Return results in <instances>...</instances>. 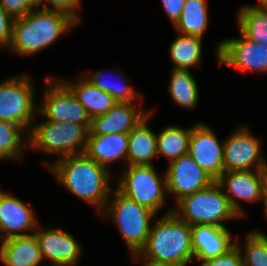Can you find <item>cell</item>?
<instances>
[{"label":"cell","mask_w":267,"mask_h":266,"mask_svg":"<svg viewBox=\"0 0 267 266\" xmlns=\"http://www.w3.org/2000/svg\"><path fill=\"white\" fill-rule=\"evenodd\" d=\"M69 191L94 205L99 212L106 211L110 193V172L85 153L63 157L57 162L45 163Z\"/></svg>","instance_id":"6da1fadb"},{"label":"cell","mask_w":267,"mask_h":266,"mask_svg":"<svg viewBox=\"0 0 267 266\" xmlns=\"http://www.w3.org/2000/svg\"><path fill=\"white\" fill-rule=\"evenodd\" d=\"M193 256L191 225L171 210L151 226L146 245L133 258L186 266Z\"/></svg>","instance_id":"7a4b0ae2"},{"label":"cell","mask_w":267,"mask_h":266,"mask_svg":"<svg viewBox=\"0 0 267 266\" xmlns=\"http://www.w3.org/2000/svg\"><path fill=\"white\" fill-rule=\"evenodd\" d=\"M77 24L64 12L43 8L37 11L33 8L26 15L13 20L9 48L24 55L38 53Z\"/></svg>","instance_id":"3957f363"},{"label":"cell","mask_w":267,"mask_h":266,"mask_svg":"<svg viewBox=\"0 0 267 266\" xmlns=\"http://www.w3.org/2000/svg\"><path fill=\"white\" fill-rule=\"evenodd\" d=\"M181 211L173 212L189 225H214L222 228L227 219L241 217L231 206L224 189L217 181L177 202Z\"/></svg>","instance_id":"277c9868"},{"label":"cell","mask_w":267,"mask_h":266,"mask_svg":"<svg viewBox=\"0 0 267 266\" xmlns=\"http://www.w3.org/2000/svg\"><path fill=\"white\" fill-rule=\"evenodd\" d=\"M32 127L23 142L31 143V149L58 154L59 159L85 151L89 129L84 124L45 121Z\"/></svg>","instance_id":"5b68a950"},{"label":"cell","mask_w":267,"mask_h":266,"mask_svg":"<svg viewBox=\"0 0 267 266\" xmlns=\"http://www.w3.org/2000/svg\"><path fill=\"white\" fill-rule=\"evenodd\" d=\"M112 193L114 199L108 200L105 206L106 212L120 228L122 237L132 254L137 255L146 245L151 228L149 223L155 213L126 197L117 189Z\"/></svg>","instance_id":"8992f818"},{"label":"cell","mask_w":267,"mask_h":266,"mask_svg":"<svg viewBox=\"0 0 267 266\" xmlns=\"http://www.w3.org/2000/svg\"><path fill=\"white\" fill-rule=\"evenodd\" d=\"M125 171L117 190L156 214L165 201L166 176L160 180L153 165H131Z\"/></svg>","instance_id":"52a82bcc"},{"label":"cell","mask_w":267,"mask_h":266,"mask_svg":"<svg viewBox=\"0 0 267 266\" xmlns=\"http://www.w3.org/2000/svg\"><path fill=\"white\" fill-rule=\"evenodd\" d=\"M34 88L28 76L20 75L0 83V120L24 130L32 128L35 114Z\"/></svg>","instance_id":"ba28073f"},{"label":"cell","mask_w":267,"mask_h":266,"mask_svg":"<svg viewBox=\"0 0 267 266\" xmlns=\"http://www.w3.org/2000/svg\"><path fill=\"white\" fill-rule=\"evenodd\" d=\"M46 82L44 101L38 113L45 115L50 122L79 123L89 129L91 118L71 89L62 80L56 82L47 77Z\"/></svg>","instance_id":"9c48e42d"},{"label":"cell","mask_w":267,"mask_h":266,"mask_svg":"<svg viewBox=\"0 0 267 266\" xmlns=\"http://www.w3.org/2000/svg\"><path fill=\"white\" fill-rule=\"evenodd\" d=\"M224 172L267 170L259 140L242 127L224 140ZM254 164V165H253Z\"/></svg>","instance_id":"30bf717a"},{"label":"cell","mask_w":267,"mask_h":266,"mask_svg":"<svg viewBox=\"0 0 267 266\" xmlns=\"http://www.w3.org/2000/svg\"><path fill=\"white\" fill-rule=\"evenodd\" d=\"M223 40L216 48L219 63L239 70L267 72V47L243 36Z\"/></svg>","instance_id":"8fae6325"},{"label":"cell","mask_w":267,"mask_h":266,"mask_svg":"<svg viewBox=\"0 0 267 266\" xmlns=\"http://www.w3.org/2000/svg\"><path fill=\"white\" fill-rule=\"evenodd\" d=\"M188 154L215 181L224 173V144L206 124L192 128Z\"/></svg>","instance_id":"7c38bea8"},{"label":"cell","mask_w":267,"mask_h":266,"mask_svg":"<svg viewBox=\"0 0 267 266\" xmlns=\"http://www.w3.org/2000/svg\"><path fill=\"white\" fill-rule=\"evenodd\" d=\"M166 173L168 192L176 197V203L185 196L206 188L215 180L189 155H183L169 164Z\"/></svg>","instance_id":"4fadbf2b"},{"label":"cell","mask_w":267,"mask_h":266,"mask_svg":"<svg viewBox=\"0 0 267 266\" xmlns=\"http://www.w3.org/2000/svg\"><path fill=\"white\" fill-rule=\"evenodd\" d=\"M266 178L267 170L253 171L252 169L225 171L216 181L223 189L226 190L227 187V190H224V194L229 199L232 208L242 217L244 216V211H242L236 198L244 199L246 202L261 201L262 187Z\"/></svg>","instance_id":"5bb4252c"},{"label":"cell","mask_w":267,"mask_h":266,"mask_svg":"<svg viewBox=\"0 0 267 266\" xmlns=\"http://www.w3.org/2000/svg\"><path fill=\"white\" fill-rule=\"evenodd\" d=\"M41 257L50 260L53 266H74L77 264L81 246L74 237L59 228L34 232Z\"/></svg>","instance_id":"9a60e30c"},{"label":"cell","mask_w":267,"mask_h":266,"mask_svg":"<svg viewBox=\"0 0 267 266\" xmlns=\"http://www.w3.org/2000/svg\"><path fill=\"white\" fill-rule=\"evenodd\" d=\"M37 224L35 216L26 203L0 190V237L2 238L3 232L6 234L3 240L34 234L35 229L38 228ZM25 230H33V233H22Z\"/></svg>","instance_id":"2e32d148"},{"label":"cell","mask_w":267,"mask_h":266,"mask_svg":"<svg viewBox=\"0 0 267 266\" xmlns=\"http://www.w3.org/2000/svg\"><path fill=\"white\" fill-rule=\"evenodd\" d=\"M136 107L133 103L117 102L108 113L91 119L88 135L128 134L150 113Z\"/></svg>","instance_id":"e0dca14e"},{"label":"cell","mask_w":267,"mask_h":266,"mask_svg":"<svg viewBox=\"0 0 267 266\" xmlns=\"http://www.w3.org/2000/svg\"><path fill=\"white\" fill-rule=\"evenodd\" d=\"M192 249L198 260H208L226 254L235 246L227 228L214 225H191Z\"/></svg>","instance_id":"ac0fdd59"},{"label":"cell","mask_w":267,"mask_h":266,"mask_svg":"<svg viewBox=\"0 0 267 266\" xmlns=\"http://www.w3.org/2000/svg\"><path fill=\"white\" fill-rule=\"evenodd\" d=\"M128 146V134L88 135L84 153L101 166L108 168L107 164L120 158L127 161Z\"/></svg>","instance_id":"d6986e66"},{"label":"cell","mask_w":267,"mask_h":266,"mask_svg":"<svg viewBox=\"0 0 267 266\" xmlns=\"http://www.w3.org/2000/svg\"><path fill=\"white\" fill-rule=\"evenodd\" d=\"M0 260L7 266H39L42 257L35 234L3 240Z\"/></svg>","instance_id":"ffe728a7"},{"label":"cell","mask_w":267,"mask_h":266,"mask_svg":"<svg viewBox=\"0 0 267 266\" xmlns=\"http://www.w3.org/2000/svg\"><path fill=\"white\" fill-rule=\"evenodd\" d=\"M150 113L129 133V146L127 152V166L152 165L151 161L157 156V134L153 133L147 125Z\"/></svg>","instance_id":"44dd1931"},{"label":"cell","mask_w":267,"mask_h":266,"mask_svg":"<svg viewBox=\"0 0 267 266\" xmlns=\"http://www.w3.org/2000/svg\"><path fill=\"white\" fill-rule=\"evenodd\" d=\"M62 81L71 89L78 101L85 107L91 119L108 113L117 103L109 93L94 86L86 78L79 79L77 83Z\"/></svg>","instance_id":"7402d4cb"},{"label":"cell","mask_w":267,"mask_h":266,"mask_svg":"<svg viewBox=\"0 0 267 266\" xmlns=\"http://www.w3.org/2000/svg\"><path fill=\"white\" fill-rule=\"evenodd\" d=\"M238 14L240 33L249 40L267 47V4L246 5Z\"/></svg>","instance_id":"603a6c76"},{"label":"cell","mask_w":267,"mask_h":266,"mask_svg":"<svg viewBox=\"0 0 267 266\" xmlns=\"http://www.w3.org/2000/svg\"><path fill=\"white\" fill-rule=\"evenodd\" d=\"M207 0H186L175 27L180 34L202 38L208 24Z\"/></svg>","instance_id":"cb8c5ba5"},{"label":"cell","mask_w":267,"mask_h":266,"mask_svg":"<svg viewBox=\"0 0 267 266\" xmlns=\"http://www.w3.org/2000/svg\"><path fill=\"white\" fill-rule=\"evenodd\" d=\"M192 128L183 129L168 126L157 134V155L168 157L169 162L189 153V139Z\"/></svg>","instance_id":"d4e9b609"},{"label":"cell","mask_w":267,"mask_h":266,"mask_svg":"<svg viewBox=\"0 0 267 266\" xmlns=\"http://www.w3.org/2000/svg\"><path fill=\"white\" fill-rule=\"evenodd\" d=\"M169 91L173 101L186 109L198 102L197 84L188 69H172Z\"/></svg>","instance_id":"484cf974"},{"label":"cell","mask_w":267,"mask_h":266,"mask_svg":"<svg viewBox=\"0 0 267 266\" xmlns=\"http://www.w3.org/2000/svg\"><path fill=\"white\" fill-rule=\"evenodd\" d=\"M202 38L180 34L170 45V57L175 63L173 68L188 69L201 61Z\"/></svg>","instance_id":"4316f807"},{"label":"cell","mask_w":267,"mask_h":266,"mask_svg":"<svg viewBox=\"0 0 267 266\" xmlns=\"http://www.w3.org/2000/svg\"><path fill=\"white\" fill-rule=\"evenodd\" d=\"M24 129L12 122L0 120V159H19L22 155L21 133Z\"/></svg>","instance_id":"83f0119b"},{"label":"cell","mask_w":267,"mask_h":266,"mask_svg":"<svg viewBox=\"0 0 267 266\" xmlns=\"http://www.w3.org/2000/svg\"><path fill=\"white\" fill-rule=\"evenodd\" d=\"M245 254L242 256L244 266H267V236L254 231L246 236Z\"/></svg>","instance_id":"f1b7e54d"},{"label":"cell","mask_w":267,"mask_h":266,"mask_svg":"<svg viewBox=\"0 0 267 266\" xmlns=\"http://www.w3.org/2000/svg\"><path fill=\"white\" fill-rule=\"evenodd\" d=\"M86 79H88L94 86L109 93L116 102L132 103V100L137 98L135 97L136 94L131 86L120 83V86H118L117 84H111L110 82H107V80H103L102 71H96L91 76H87Z\"/></svg>","instance_id":"f546056e"},{"label":"cell","mask_w":267,"mask_h":266,"mask_svg":"<svg viewBox=\"0 0 267 266\" xmlns=\"http://www.w3.org/2000/svg\"><path fill=\"white\" fill-rule=\"evenodd\" d=\"M238 242L226 254L202 261L199 266H244Z\"/></svg>","instance_id":"4dcf8cb0"},{"label":"cell","mask_w":267,"mask_h":266,"mask_svg":"<svg viewBox=\"0 0 267 266\" xmlns=\"http://www.w3.org/2000/svg\"><path fill=\"white\" fill-rule=\"evenodd\" d=\"M0 6L13 19L26 15L35 7L29 0H0Z\"/></svg>","instance_id":"1f68e13d"},{"label":"cell","mask_w":267,"mask_h":266,"mask_svg":"<svg viewBox=\"0 0 267 266\" xmlns=\"http://www.w3.org/2000/svg\"><path fill=\"white\" fill-rule=\"evenodd\" d=\"M48 1L52 4V8H49L46 3H44L43 9L46 10H57L68 14L77 23L80 20L79 16L75 13V9L80 6V0H43V2Z\"/></svg>","instance_id":"d6a6232c"},{"label":"cell","mask_w":267,"mask_h":266,"mask_svg":"<svg viewBox=\"0 0 267 266\" xmlns=\"http://www.w3.org/2000/svg\"><path fill=\"white\" fill-rule=\"evenodd\" d=\"M13 18L0 6V48L9 47L12 37Z\"/></svg>","instance_id":"836d02e7"},{"label":"cell","mask_w":267,"mask_h":266,"mask_svg":"<svg viewBox=\"0 0 267 266\" xmlns=\"http://www.w3.org/2000/svg\"><path fill=\"white\" fill-rule=\"evenodd\" d=\"M186 0H161L164 10L168 14L171 21L176 24L183 11Z\"/></svg>","instance_id":"e575fe53"},{"label":"cell","mask_w":267,"mask_h":266,"mask_svg":"<svg viewBox=\"0 0 267 266\" xmlns=\"http://www.w3.org/2000/svg\"><path fill=\"white\" fill-rule=\"evenodd\" d=\"M261 199L264 202L265 215L267 216V178L264 181V184H263V187H262Z\"/></svg>","instance_id":"d590c367"},{"label":"cell","mask_w":267,"mask_h":266,"mask_svg":"<svg viewBox=\"0 0 267 266\" xmlns=\"http://www.w3.org/2000/svg\"><path fill=\"white\" fill-rule=\"evenodd\" d=\"M144 266H178V265H174V264H170V263H163V262H155L152 260H147L144 263Z\"/></svg>","instance_id":"8d00e7d4"},{"label":"cell","mask_w":267,"mask_h":266,"mask_svg":"<svg viewBox=\"0 0 267 266\" xmlns=\"http://www.w3.org/2000/svg\"><path fill=\"white\" fill-rule=\"evenodd\" d=\"M34 6L42 5L43 0H29Z\"/></svg>","instance_id":"74e56055"},{"label":"cell","mask_w":267,"mask_h":266,"mask_svg":"<svg viewBox=\"0 0 267 266\" xmlns=\"http://www.w3.org/2000/svg\"><path fill=\"white\" fill-rule=\"evenodd\" d=\"M259 4H267V0H258Z\"/></svg>","instance_id":"f35d334b"}]
</instances>
